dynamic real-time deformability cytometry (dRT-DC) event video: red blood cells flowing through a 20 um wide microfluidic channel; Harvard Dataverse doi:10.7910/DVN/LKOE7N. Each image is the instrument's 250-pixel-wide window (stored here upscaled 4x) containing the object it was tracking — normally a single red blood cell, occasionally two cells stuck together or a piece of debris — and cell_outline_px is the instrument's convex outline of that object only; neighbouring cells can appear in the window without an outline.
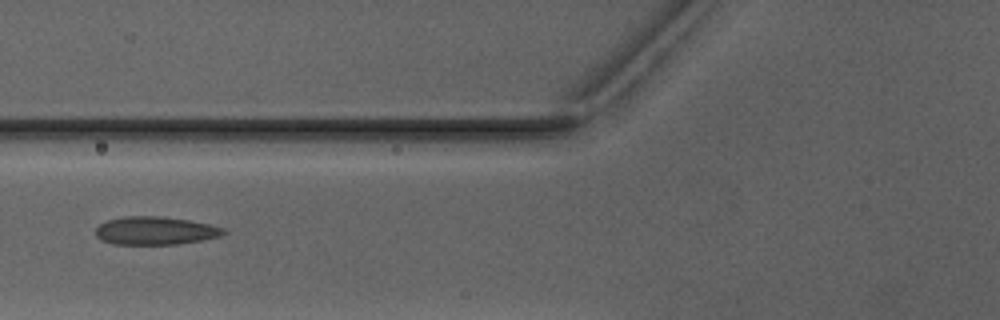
{"species": "Egyptian fruit bat (a non-hibernating species)", "species_latin": "Rousettus aegyptiacus", "temperature_condition": "warm", "stored_images_in_passage": 2, "camera_frame_rate_fps": 3000, "um_per_image_px": 0.085, "animal": {"sex": "male"}, "frame": {"image": 1, "passage_image": 2, "time_ms": 1.0, "image_size_px": [1000, 320], "cell_outline_px": [[228, 232], [220, 236], [180, 244], [112, 244], [100, 240], [96, 236], [96, 228], [100, 224], [108, 220], [124, 216], [160, 216], [188, 220], [208, 224], [224, 228]], "centroid_in_image_um": [13.18, 19.61], "position_along_channel_um": 112.6, "area_um2": 20.92}}